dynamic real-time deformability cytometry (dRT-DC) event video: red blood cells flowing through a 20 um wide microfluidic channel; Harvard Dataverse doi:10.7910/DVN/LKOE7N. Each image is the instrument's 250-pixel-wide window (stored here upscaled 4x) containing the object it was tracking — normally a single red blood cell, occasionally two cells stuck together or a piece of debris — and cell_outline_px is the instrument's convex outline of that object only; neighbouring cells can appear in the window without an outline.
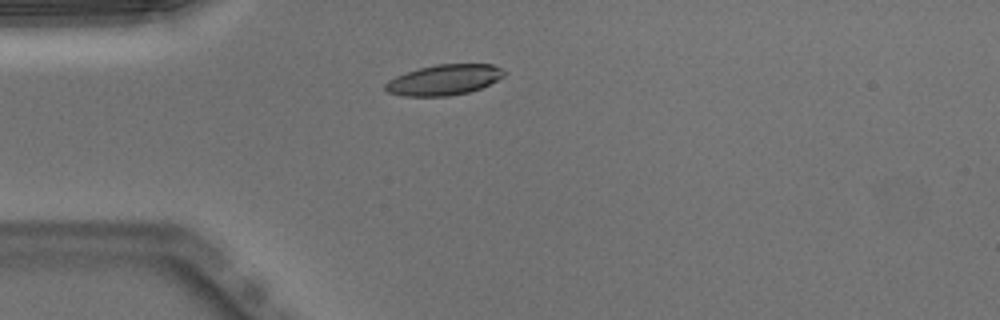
{"species": "Egyptian fruit bat (a non-hibernating species)", "species_latin": "Rousettus aegyptiacus", "temperature_condition": "warm", "stored_images_in_passage": 38, "camera_frame_rate_fps": 3000, "um_per_image_px": 0.085, "animal": {"sex": "male"}, "frame": {"image": 1, "passage_image": 1, "time_ms": 0.0, "image_size_px": [1000, 320], "cell_outline_px": [[504, 76], [480, 88], [468, 92], [448, 96], [404, 96], [388, 92], [384, 88], [384, 84], [388, 80], [396, 76], [420, 68], [436, 64], [492, 64], [500, 68], [504, 72]], "centroid_in_image_um": [37.71, 6.79], "position_along_channel_um": 47.3, "area_um2": 20.87}}
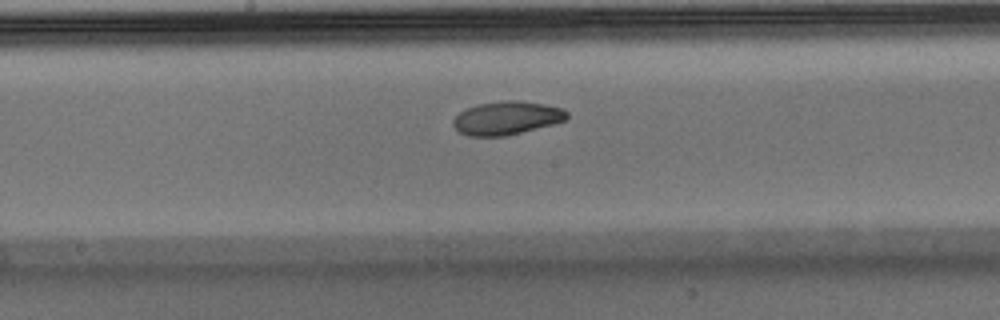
{"frame": {"image": 2, "passage_image": 14, "time_ms": 4.333, "image_size_px": [1000, 320], "cell_outline_px": [[568, 116], [564, 120], [552, 124], [504, 136], [468, 136], [460, 132], [452, 124], [452, 120], [464, 108], [476, 104], [504, 100], [520, 100], [544, 104], [564, 108], [568, 112]], "centroid_in_image_um": [43.04, 10.01], "position_along_channel_um": 205.2, "area_um2": 22.14}}
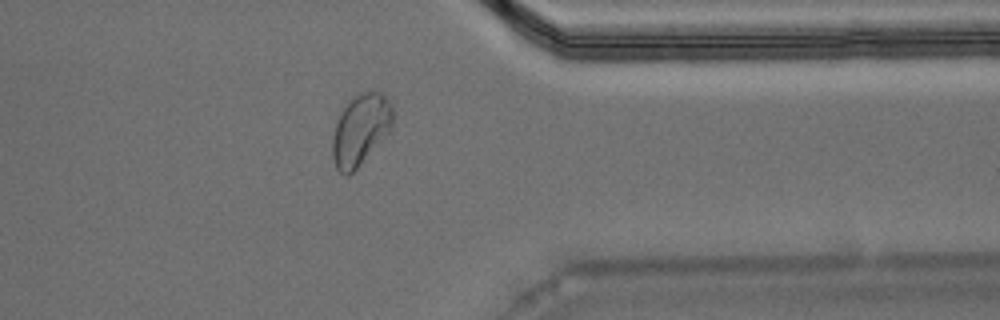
{"frame": {"image": 3, "passage_image": 28, "time_ms": 9.0, "image_size_px": [1000, 320], "cell_outline_px": [[392, 128], [356, 168], [348, 176], [340, 172], [336, 168], [332, 156], [332, 136], [336, 124], [348, 100], [352, 96], [360, 92], [380, 92], [392, 104]], "centroid_in_image_um": [30.63, 11.0], "position_along_channel_um": 380.8, "area_um2": 24.57}, "authors_computed_cell_mechanics": {"area_um2": 22.1952, "velocity_mm_per_s": 3.9544, "shape_relaxation_time_tau1_ms": 7.7651, "shape_relaxation_time_tau2_ms": 2.4364, "deformation_change_tau1": 0.1873, "deformation_change_tau2": 0.0615}}